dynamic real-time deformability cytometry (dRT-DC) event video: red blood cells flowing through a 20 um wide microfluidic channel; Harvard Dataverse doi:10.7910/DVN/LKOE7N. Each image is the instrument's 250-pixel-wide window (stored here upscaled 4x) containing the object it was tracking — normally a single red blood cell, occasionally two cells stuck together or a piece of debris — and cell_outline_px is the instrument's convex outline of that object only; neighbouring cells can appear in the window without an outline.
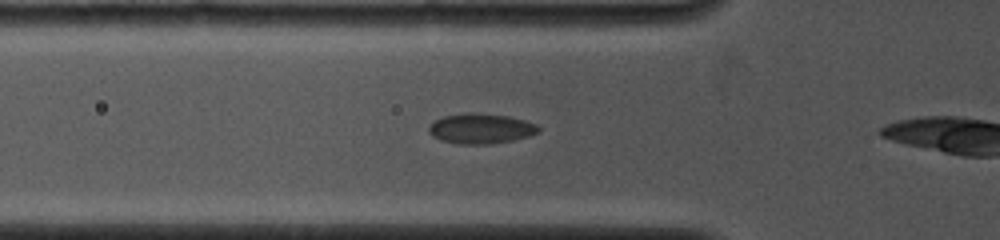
{"species": "common noctule bat (a hibernating species)", "species_latin": "Nyctalus noctula", "temperature_condition": "cold", "stored_images_in_passage": 6, "camera_frame_rate_fps": 4000, "um_per_image_px": 0.085, "animal": {"sex": "female", "body_mass_g": 19.0, "forearm_length_mm": 53.3}, "frame": {"image": 1, "passage_image": 2, "time_ms": 0.25, "image_size_px": [1000, 240], "cell_outline_px": [[540, 132], [528, 136], [512, 140], [492, 144], [456, 144], [440, 140], [432, 136], [428, 132], [428, 128], [436, 120], [444, 116], [468, 112], [472, 112], [508, 116], [524, 120], [536, 124], [540, 128]], "centroid_in_image_um": [40.87, 10.93], "position_along_channel_um": 84.9, "area_um2": 19.31}}